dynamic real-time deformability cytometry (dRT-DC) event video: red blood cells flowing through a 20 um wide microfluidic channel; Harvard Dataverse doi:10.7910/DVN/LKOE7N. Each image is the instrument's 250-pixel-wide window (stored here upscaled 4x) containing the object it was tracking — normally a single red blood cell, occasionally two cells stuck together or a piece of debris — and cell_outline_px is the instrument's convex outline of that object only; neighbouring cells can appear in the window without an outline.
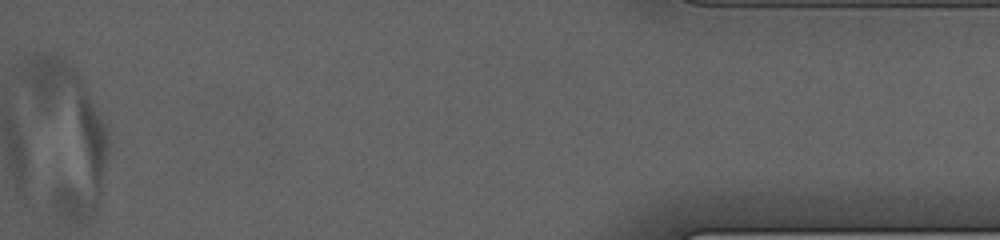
{"species": "human", "species_latin": "Homo sapiens", "temperature_condition": "cold", "stored_images_in_passage": 46, "camera_frame_rate_fps": 3000, "um_per_image_px": 0.085, "donor": {"sex": "male"}, "frame": {"image": 1, "passage_image": 46, "time_ms": 18.667, "image_size_px": [1000, 240], "cell_outline_px": [[108, 152], [100, 204], [92, 220], [84, 224], [76, 224], [60, 220], [56, 212], [52, 200], [24, 68], [28, 60], [36, 52], [60, 56], [76, 68], [84, 80], [108, 132]], "centroid_in_image_um": [5.81, 11.6], "position_along_channel_um": 429.4, "area_um2": 69.01}}